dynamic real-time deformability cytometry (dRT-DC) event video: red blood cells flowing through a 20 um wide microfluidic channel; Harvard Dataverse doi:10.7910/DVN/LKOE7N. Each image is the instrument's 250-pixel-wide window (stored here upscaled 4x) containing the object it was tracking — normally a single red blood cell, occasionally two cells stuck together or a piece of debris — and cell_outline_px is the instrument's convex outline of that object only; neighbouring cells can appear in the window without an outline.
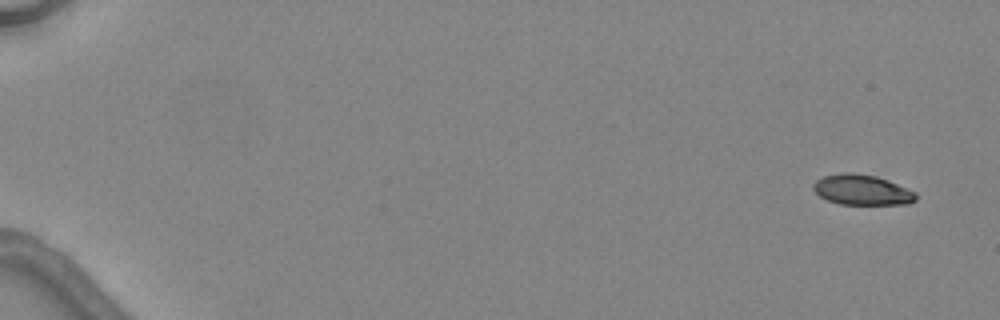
{"species": "common noctule bat (a hibernating species)", "species_latin": "Nyctalus noctula", "temperature_condition": "warm", "stored_images_in_passage": 5, "camera_frame_rate_fps": 3000, "um_per_image_px": 0.085, "animal": {"sex": "female", "body_mass_g": 24.6, "forearm_length_mm": 56.2}, "frame": {"image": 1, "passage_image": 1, "time_ms": 0.0, "image_size_px": [1000, 320], "cell_outline_px": [[916, 200], [908, 204], [840, 204], [828, 200], [820, 196], [812, 188], [812, 184], [816, 180], [824, 176], [844, 172], [852, 172], [876, 176], [888, 180], [916, 192]], "centroid_in_image_um": [73.26, 16.13], "position_along_channel_um": 11.7, "area_um2": 18.09}}
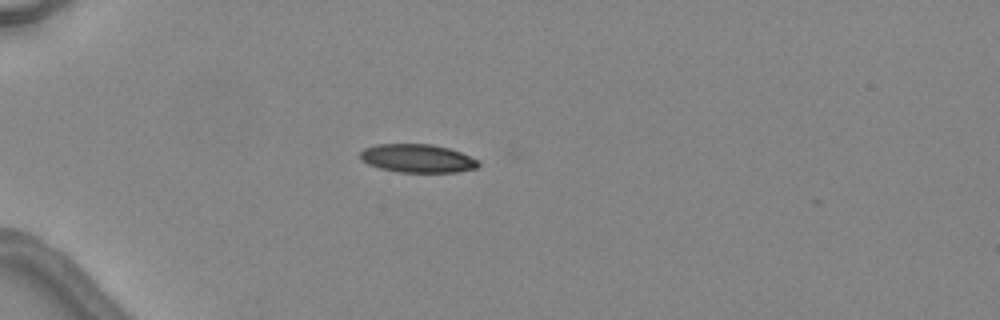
{"frame": {"image": 2, "passage_image": 4, "time_ms": 4.333, "image_size_px": [1000, 320], "cell_outline_px": [[480, 164], [476, 168], [456, 172], [396, 172], [380, 168], [368, 164], [360, 156], [360, 152], [364, 148], [376, 144], [432, 144], [448, 148], [460, 152], [480, 160]], "centroid_in_image_um": [35.5, 13.46], "position_along_channel_um": 49.5, "area_um2": 19.54}}